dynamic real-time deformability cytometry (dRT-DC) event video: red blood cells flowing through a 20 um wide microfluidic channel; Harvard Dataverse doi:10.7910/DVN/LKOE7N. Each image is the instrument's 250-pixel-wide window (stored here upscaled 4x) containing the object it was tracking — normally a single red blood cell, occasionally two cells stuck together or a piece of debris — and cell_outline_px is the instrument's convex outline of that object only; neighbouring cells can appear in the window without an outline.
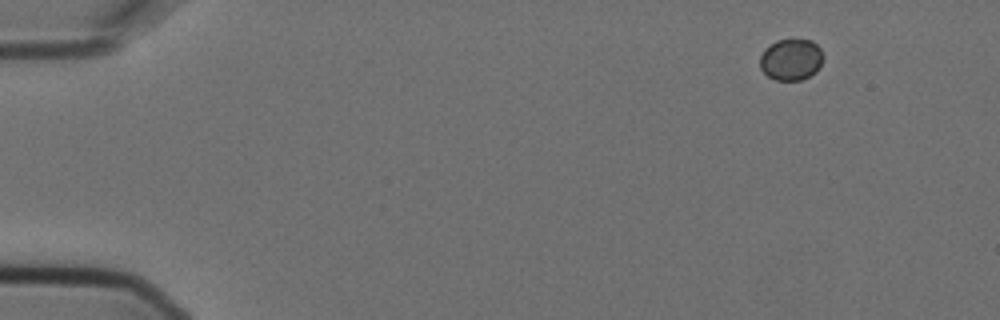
{"species": "Egyptian fruit bat (a non-hibernating species)", "species_latin": "Rousettus aegyptiacus", "temperature_condition": "cold", "stored_images_in_passage": 5, "camera_frame_rate_fps": 3000, "um_per_image_px": 0.085, "animal": {"sex": "female"}, "frame": {"image": 1, "passage_image": 1, "time_ms": 0.0, "image_size_px": [1000, 320], "cell_outline_px": [[824, 56], [820, 68], [816, 72], [800, 80], [776, 80], [768, 76], [760, 68], [760, 56], [776, 40], [812, 40], [820, 48]], "centroid_in_image_um": [67.28, 5.07], "position_along_channel_um": 17.7, "area_um2": 15.14}}
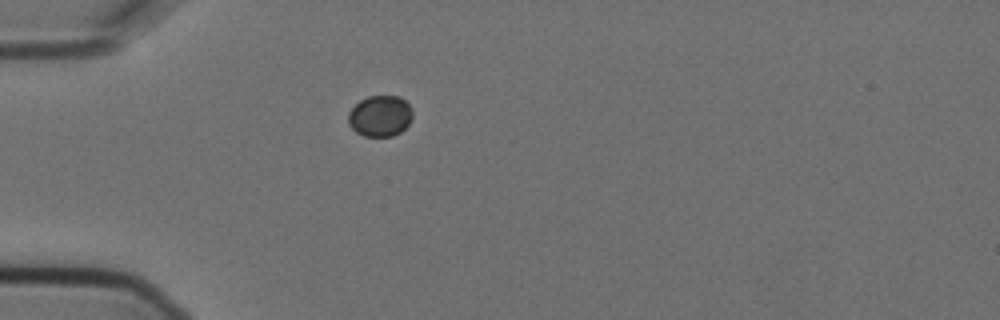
{"frame": {"image": 2, "passage_image": 4, "time_ms": 1.0, "image_size_px": [1000, 320], "cell_outline_px": [[412, 116], [408, 124], [400, 132], [392, 136], [364, 136], [356, 132], [348, 124], [348, 112], [360, 100], [368, 96], [400, 96], [412, 108]], "centroid_in_image_um": [32.3, 9.85], "position_along_channel_um": 52.7, "area_um2": 15.37}}